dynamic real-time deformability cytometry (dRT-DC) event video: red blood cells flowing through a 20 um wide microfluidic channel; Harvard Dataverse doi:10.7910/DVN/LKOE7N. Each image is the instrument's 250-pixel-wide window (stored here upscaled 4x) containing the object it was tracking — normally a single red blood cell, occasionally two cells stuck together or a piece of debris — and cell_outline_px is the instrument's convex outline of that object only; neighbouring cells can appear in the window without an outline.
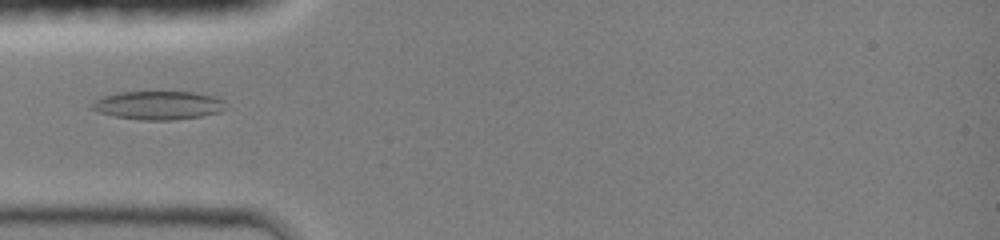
{"species": "common noctule bat (a hibernating species)", "species_latin": "Nyctalus noctula", "temperature_condition": "room temperature", "stored_images_in_passage": 95, "camera_frame_rate_fps": 3000, "um_per_image_px": 0.085, "animal": {"sex": "female", "body_mass_g": 19.0, "forearm_length_mm": 51.5}, "frame": {"image": 1, "passage_image": 14, "time_ms": 1.667, "image_size_px": [1000, 240], "cell_outline_px": [[232, 108], [220, 112], [200, 116], [172, 120], [140, 120], [116, 116], [100, 112], [92, 108], [92, 104], [100, 96], [116, 92], [196, 92], [216, 96], [224, 100]], "centroid_in_image_um": [13.56, 8.94], "position_along_channel_um": 71.4, "area_um2": 22.54}}
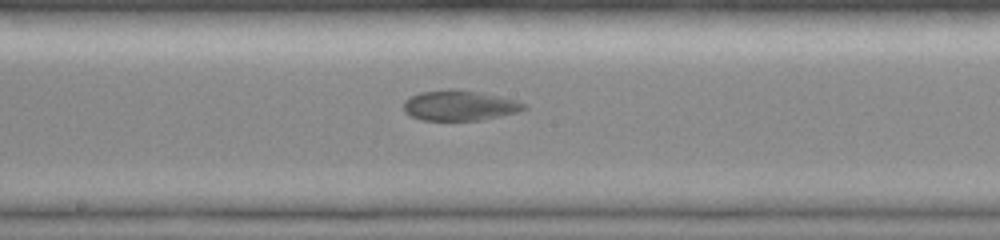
{"frame": {"image": 2, "passage_image": 38, "time_ms": 5.0, "image_size_px": [1000, 240], "cell_outline_px": [[528, 108], [520, 112], [480, 120], [420, 120], [404, 112], [404, 100], [408, 96], [420, 92], [448, 88], [456, 88], [516, 100], [528, 104]], "centroid_in_image_um": [39.05, 8.96], "position_along_channel_um": 209.1, "area_um2": 21.44}}
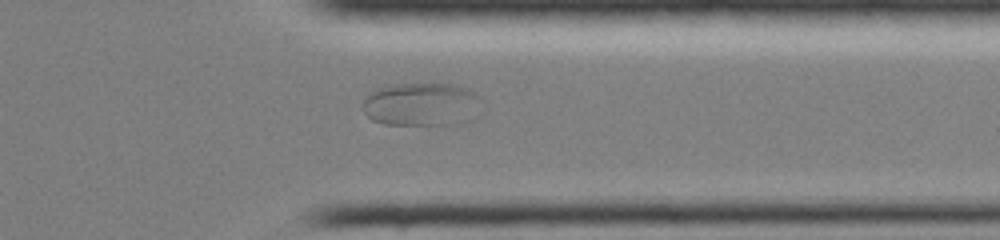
{"frame": {"image": 3, "passage_image": 69, "time_ms": 9.0, "image_size_px": [1000, 240], "cell_outline_px": [[480, 96], [456, 124], [384, 124], [372, 120], [364, 112], [364, 100], [376, 88], [388, 84], [452, 84], [476, 92]], "centroid_in_image_um": [35.62, 8.83], "position_along_channel_um": 375.8, "area_um2": 28.44}}